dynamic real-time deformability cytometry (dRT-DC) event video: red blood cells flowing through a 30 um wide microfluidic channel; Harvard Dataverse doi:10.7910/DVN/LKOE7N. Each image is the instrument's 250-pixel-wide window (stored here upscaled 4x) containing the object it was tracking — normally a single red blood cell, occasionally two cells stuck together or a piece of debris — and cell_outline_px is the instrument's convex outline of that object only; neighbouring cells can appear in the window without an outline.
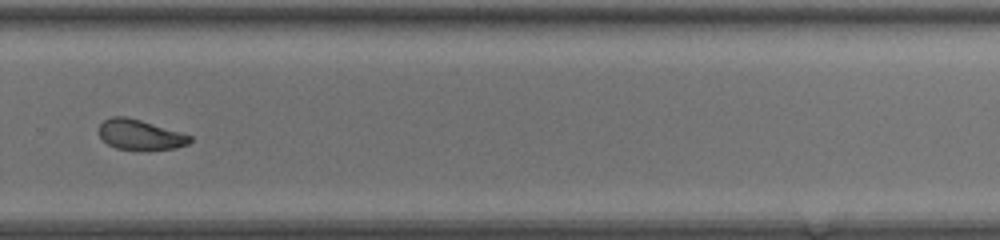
{"species": "common noctule bat (a hibernating species)", "species_latin": "Nyctalus noctula", "temperature_condition": "room temperature", "stored_images_in_passage": 47, "camera_frame_rate_fps": 3000, "um_per_image_px": 0.085, "animal": {"sex": "female", "body_mass_g": 20.0, "forearm_length_mm": 54.0}, "frame": {"image": 1, "passage_image": 34, "time_ms": 11.0, "image_size_px": [1000, 240], "cell_outline_px": [[192, 140], [188, 144], [176, 148], [116, 148], [108, 144], [100, 136], [100, 124], [104, 120], [112, 116], [124, 116], [140, 120], [180, 132], [192, 136]], "centroid_in_image_um": [11.91, 11.42], "position_along_channel_um": 317.9, "area_um2": 15.37}, "authors_computed_cell_mechanics": {"area_um2": 18.3226, "velocity_mm_per_s": 4.2849, "shape_relaxation_time_tau1_ms": null, "shape_relaxation_time_tau2_ms": 1.941, "deformation_change_tau1": null, "deformation_change_tau2": 0.0825}}